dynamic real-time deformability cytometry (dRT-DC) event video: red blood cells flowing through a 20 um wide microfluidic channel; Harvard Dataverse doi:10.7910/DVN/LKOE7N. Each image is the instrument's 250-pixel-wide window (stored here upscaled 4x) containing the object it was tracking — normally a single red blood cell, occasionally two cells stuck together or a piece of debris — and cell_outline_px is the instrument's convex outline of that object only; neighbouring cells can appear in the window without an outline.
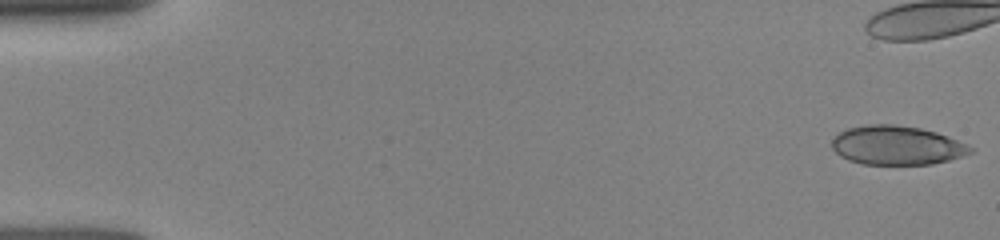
{"species": "human", "species_latin": "Homo sapiens", "temperature_condition": "room temperature", "stored_images_in_passage": 45, "camera_frame_rate_fps": 3000, "um_per_image_px": 0.085, "donor": {"sex": "female"}, "frame": {"image": 1, "passage_image": 1, "time_ms": 0.0, "image_size_px": [1000, 240], "cell_outline_px": [[976, 152], [948, 160], [932, 164], [864, 164], [848, 160], [840, 156], [832, 148], [832, 140], [840, 132], [848, 128], [868, 124], [892, 124], [920, 128], [936, 132], [956, 140], [972, 148]], "centroid_in_image_um": [76.21, 12.36], "position_along_channel_um": 8.8, "area_um2": 31.27}}
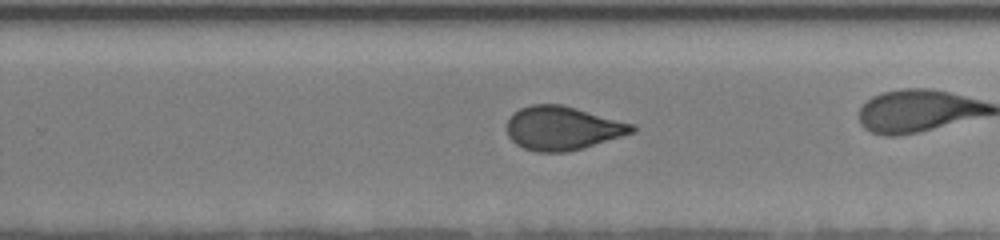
{"frame": {"image": 2, "passage_image": 36, "time_ms": 10.333, "image_size_px": [1000, 240], "cell_outline_px": [[636, 132], [568, 152], [536, 152], [524, 148], [516, 144], [508, 136], [508, 120], [512, 112], [520, 108], [532, 104], [564, 104], [636, 124]], "centroid_in_image_um": [47.84, 10.88], "position_along_channel_um": 282.0, "area_um2": 32.19}}